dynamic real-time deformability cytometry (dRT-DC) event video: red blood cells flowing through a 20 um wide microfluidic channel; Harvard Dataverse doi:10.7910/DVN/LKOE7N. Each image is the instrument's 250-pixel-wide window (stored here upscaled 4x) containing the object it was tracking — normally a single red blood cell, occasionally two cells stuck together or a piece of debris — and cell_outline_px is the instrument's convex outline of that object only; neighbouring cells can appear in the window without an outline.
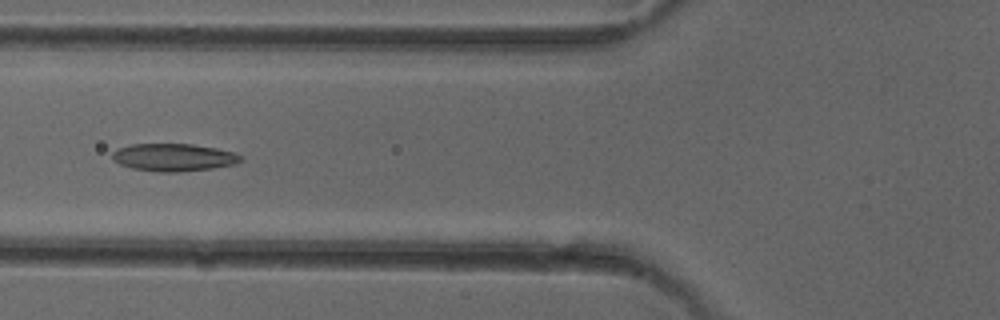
{"species": "common noctule bat (a hibernating species)", "species_latin": "Nyctalus noctula", "temperature_condition": "cold", "stored_images_in_passage": 6, "camera_frame_rate_fps": 3000, "um_per_image_px": 0.085, "animal": {"sex": "female"}, "frame": {"image": 1, "passage_image": 5, "time_ms": 4.667, "image_size_px": [1000, 320], "cell_outline_px": [[244, 160], [236, 164], [212, 168], [176, 172], [156, 172], [132, 168], [120, 164], [112, 160], [112, 152], [116, 148], [132, 144], [192, 144], [216, 148], [236, 152], [244, 156]], "centroid_in_image_um": [14.79, 13.37], "position_along_channel_um": 111.0, "area_um2": 20.92}}
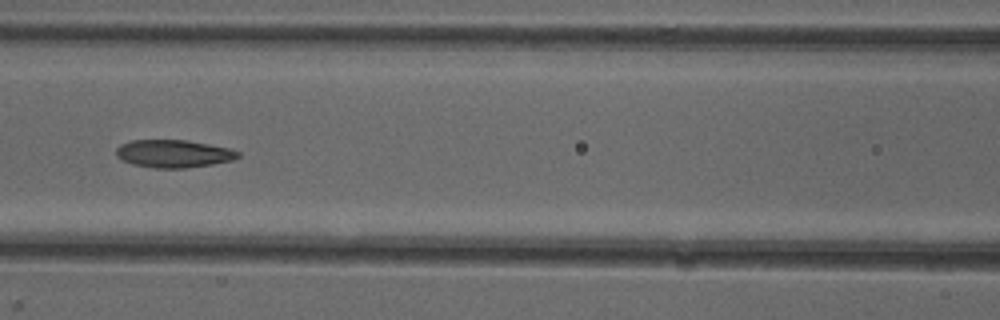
{"frame": {"image": 2, "passage_image": 6, "time_ms": 5.667, "image_size_px": [1000, 320], "cell_outline_px": [[240, 156], [232, 160], [212, 164], [184, 168], [156, 168], [132, 164], [116, 156], [116, 148], [120, 144], [132, 140], [188, 140], [228, 148], [240, 152]], "centroid_in_image_um": [14.74, 13.05], "position_along_channel_um": 151.9, "area_um2": 19.59}}